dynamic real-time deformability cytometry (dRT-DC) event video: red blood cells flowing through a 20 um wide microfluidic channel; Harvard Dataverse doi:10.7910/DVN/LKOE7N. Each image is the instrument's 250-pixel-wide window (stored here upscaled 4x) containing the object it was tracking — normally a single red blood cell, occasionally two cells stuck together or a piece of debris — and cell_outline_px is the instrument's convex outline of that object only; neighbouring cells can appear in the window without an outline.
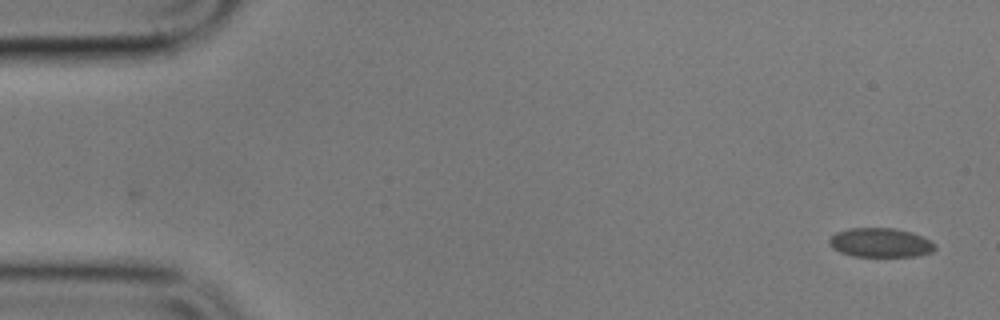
{"species": "common noctule bat (a hibernating species)", "species_latin": "Nyctalus noctula", "temperature_condition": "cold", "stored_images_in_passage": 9, "camera_frame_rate_fps": 3000, "um_per_image_px": 0.085, "animal": {"sex": "male", "body_mass_g": 17.9}, "frame": {"image": 1, "passage_image": 1, "time_ms": 0.0, "image_size_px": [1000, 320], "cell_outline_px": [[936, 248], [932, 252], [916, 256], [852, 256], [840, 252], [832, 248], [828, 244], [828, 240], [836, 232], [848, 228], [896, 228], [912, 232], [936, 244]], "centroid_in_image_um": [74.81, 20.62], "position_along_channel_um": 10.2, "area_um2": 18.03}}
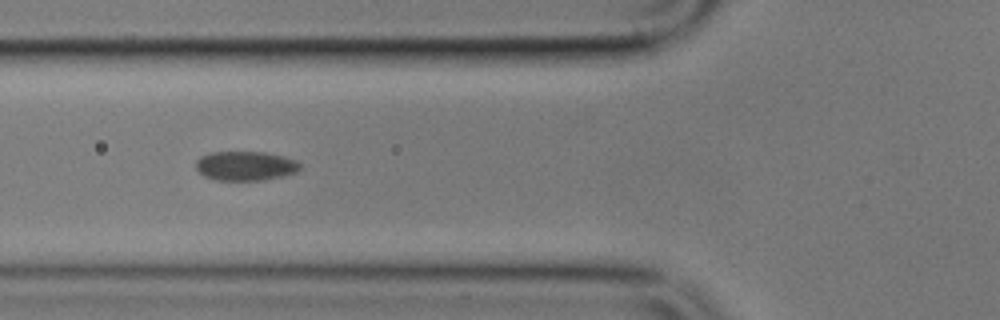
{"frame": {"image": 2, "passage_image": 8, "time_ms": 9.0, "image_size_px": [1000, 320], "cell_outline_px": [[304, 168], [296, 172], [284, 176], [264, 180], [216, 180], [204, 176], [196, 168], [196, 160], [200, 156], [212, 152], [264, 152], [284, 156], [296, 160]], "centroid_in_image_um": [20.9, 14.1], "position_along_channel_um": 104.9, "area_um2": 17.98}}
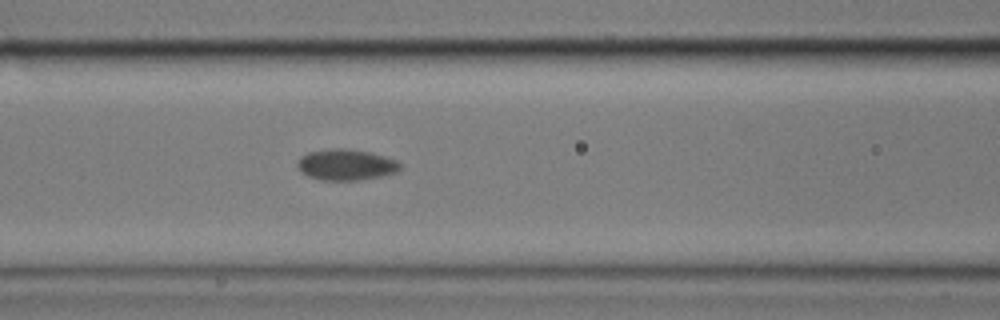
{"frame": {"image": 3, "passage_image": 9, "time_ms": 10.0, "image_size_px": [1000, 320], "cell_outline_px": [[400, 168], [396, 172], [380, 176], [360, 180], [320, 180], [308, 176], [300, 172], [296, 164], [300, 156], [308, 152], [332, 148], [348, 148], [368, 152], [384, 156], [396, 160], [400, 164]], "centroid_in_image_um": [29.36, 14.0], "position_along_channel_um": 137.2, "area_um2": 18.61}}